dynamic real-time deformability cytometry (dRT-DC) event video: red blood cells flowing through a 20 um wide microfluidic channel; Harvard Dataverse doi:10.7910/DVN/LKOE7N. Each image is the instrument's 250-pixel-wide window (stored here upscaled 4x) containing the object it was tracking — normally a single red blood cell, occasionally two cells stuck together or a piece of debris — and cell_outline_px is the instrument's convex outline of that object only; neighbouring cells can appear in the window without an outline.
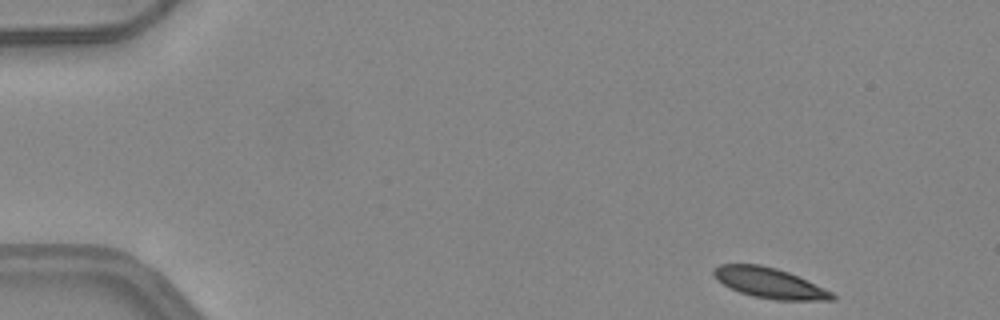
{"species": "common noctule bat (a hibernating species)", "species_latin": "Nyctalus noctula", "temperature_condition": "warm", "stored_images_in_passage": 12, "camera_frame_rate_fps": 3000, "um_per_image_px": 0.085, "animal": {"sex": "female", "body_mass_g": 24.6, "forearm_length_mm": 56.2}, "frame": {"image": 1, "passage_image": 1, "time_ms": 0.0, "image_size_px": [1000, 320], "cell_outline_px": [[836, 300], [776, 300], [752, 296], [740, 292], [716, 280], [712, 272], [712, 268], [720, 264], [760, 264], [776, 268], [788, 272], [832, 292], [836, 296]], "centroid_in_image_um": [65.38, 24.05], "position_along_channel_um": 19.6, "area_um2": 20.81}}